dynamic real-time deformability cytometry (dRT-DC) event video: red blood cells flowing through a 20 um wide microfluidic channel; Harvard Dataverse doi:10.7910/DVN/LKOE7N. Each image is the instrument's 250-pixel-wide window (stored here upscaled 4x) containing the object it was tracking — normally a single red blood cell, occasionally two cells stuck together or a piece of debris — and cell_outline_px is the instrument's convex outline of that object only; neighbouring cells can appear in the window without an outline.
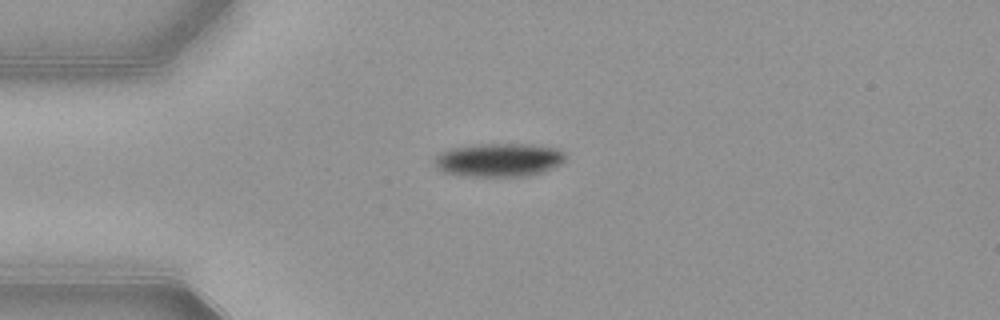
{"species": "common noctule bat (a hibernating species)", "species_latin": "Nyctalus noctula", "temperature_condition": "warm", "stored_images_in_passage": 41, "camera_frame_rate_fps": 3000, "um_per_image_px": 0.085, "animal": {"sex": "female", "body_mass_g": 21.9}, "frame": {"image": 1, "passage_image": 1, "time_ms": 0.0, "image_size_px": [1000, 320], "cell_outline_px": [[568, 156], [560, 164], [544, 172], [528, 176], [464, 176], [444, 172], [436, 168], [432, 160], [440, 152], [452, 148], [484, 144], [532, 144], [556, 148], [564, 152]], "centroid_in_image_um": [42.41, 13.6], "position_along_channel_um": 42.6, "area_um2": 25.72}}
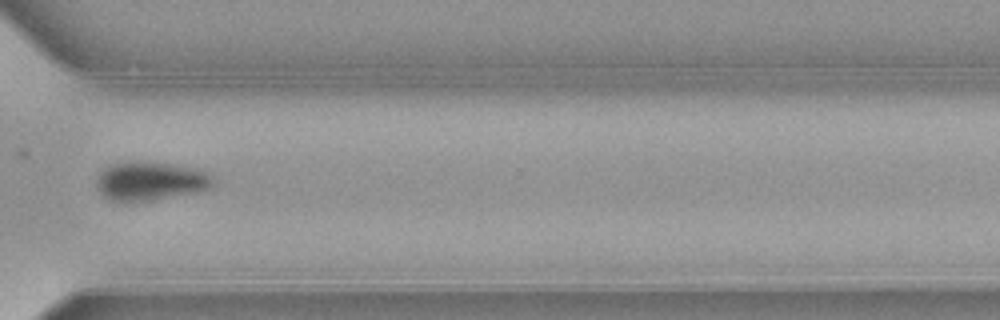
{"frame": {"image": 2, "passage_image": 27, "time_ms": 8.667, "image_size_px": [1000, 320], "cell_outline_px": [[216, 184], [208, 188], [192, 192], [148, 200], [108, 200], [96, 188], [96, 176], [108, 164], [128, 160], [144, 160], [196, 168], [208, 172], [212, 176]], "centroid_in_image_um": [12.73, 15.33], "position_along_channel_um": 357.9, "area_um2": 26.41}}
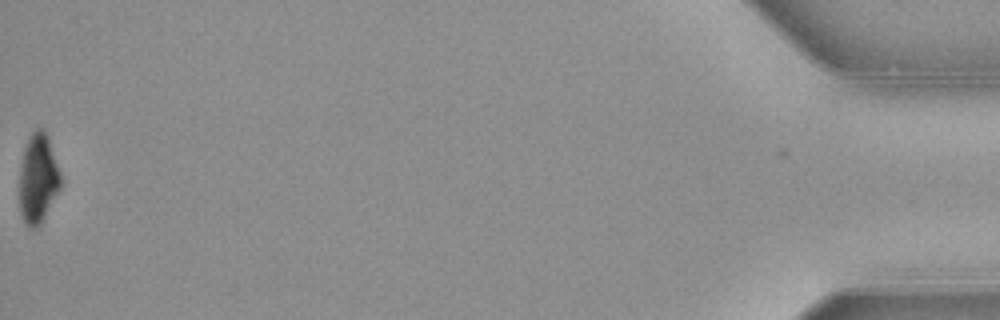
{"frame": {"image": 3, "passage_image": 41, "time_ms": 13.333, "image_size_px": [1000, 320], "cell_outline_px": [[60, 188], [40, 224], [36, 228], [28, 228], [24, 224], [20, 212], [20, 168], [24, 148], [32, 132], [36, 128], [44, 128], [48, 136], [60, 172]], "centroid_in_image_um": [3.22, 15.18], "position_along_channel_um": 432.0, "area_um2": 21.33}, "authors_computed_cell_mechanics": {"area_um2": 27.2816, "velocity_mm_per_s": 3.8903, "shape_relaxation_time_tau1_ms": 2.357, "shape_relaxation_time_tau2_ms": null, "deformation_change_tau1": 0.1108, "deformation_change_tau2": null}}